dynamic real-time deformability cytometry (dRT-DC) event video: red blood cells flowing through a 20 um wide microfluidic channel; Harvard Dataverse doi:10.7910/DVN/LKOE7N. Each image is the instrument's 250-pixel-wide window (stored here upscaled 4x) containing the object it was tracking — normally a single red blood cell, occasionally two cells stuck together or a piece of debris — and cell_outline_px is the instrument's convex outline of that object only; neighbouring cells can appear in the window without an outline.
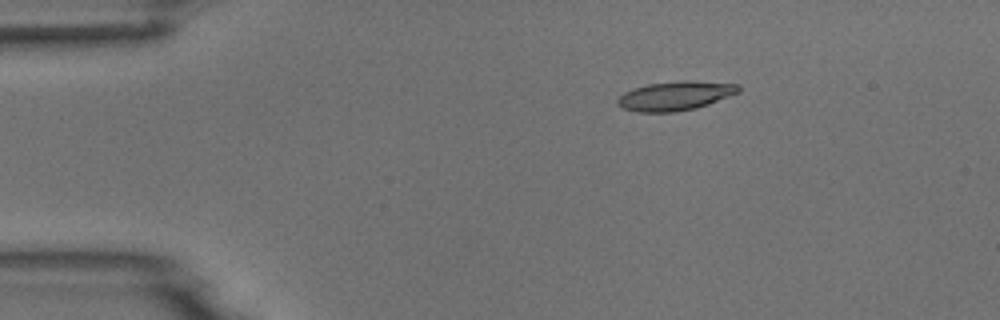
{"species": "common noctule bat (a hibernating species)", "species_latin": "Nyctalus noctula", "temperature_condition": "room temperature", "stored_images_in_passage": 4, "camera_frame_rate_fps": 3000, "um_per_image_px": 0.085, "animal": {"sex": "male", "body_mass_g": 18.8}, "frame": {"image": 1, "passage_image": 2, "time_ms": 2.0, "image_size_px": [1000, 320], "cell_outline_px": [[740, 92], [708, 104], [696, 108], [672, 112], [636, 112], [624, 108], [616, 104], [616, 100], [624, 92], [648, 84], [676, 80], [684, 80], [740, 84]], "centroid_in_image_um": [57.4, 8.14], "position_along_channel_um": 27.6, "area_um2": 20.52}}
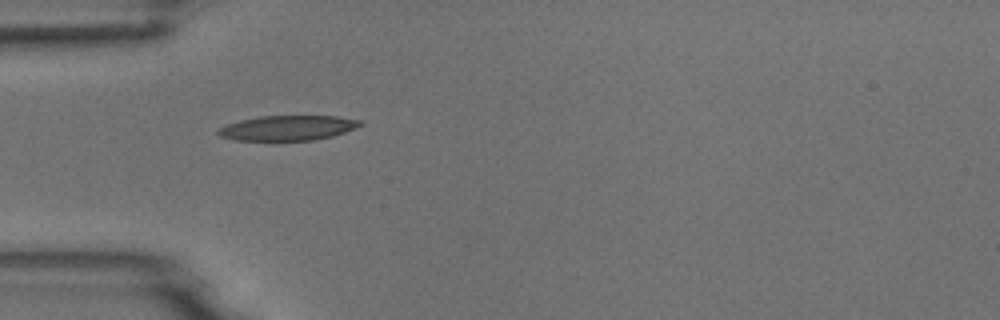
{"frame": {"image": 2, "passage_image": 4, "time_ms": 4.333, "image_size_px": [1000, 320], "cell_outline_px": [[364, 124], [344, 132], [332, 136], [316, 140], [236, 140], [220, 136], [216, 132], [216, 128], [240, 120], [260, 116], [336, 116], [360, 120]], "centroid_in_image_um": [24.44, 10.87], "position_along_channel_um": 60.6, "area_um2": 20.58}}